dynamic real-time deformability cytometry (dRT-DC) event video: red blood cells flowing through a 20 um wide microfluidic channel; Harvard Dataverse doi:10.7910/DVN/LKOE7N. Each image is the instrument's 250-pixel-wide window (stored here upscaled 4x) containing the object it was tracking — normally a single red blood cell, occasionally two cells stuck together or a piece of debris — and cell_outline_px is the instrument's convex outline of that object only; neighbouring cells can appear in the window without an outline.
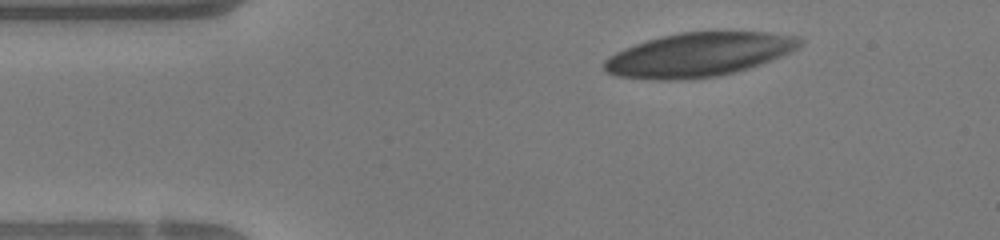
{"species": "human", "species_latin": "Homo sapiens", "temperature_condition": "warm", "stored_images_in_passage": 27, "camera_frame_rate_fps": 3000, "um_per_image_px": 0.085, "donor": {"sex": "female"}, "frame": {"image": 1, "passage_image": 1, "time_ms": 0.0, "image_size_px": [1000, 240], "cell_outline_px": [[752, 60], [728, 68], [708, 72], [628, 72], [612, 68], [608, 64], [612, 60], [636, 48], [648, 44], [664, 40], [684, 36], [736, 36]], "centroid_in_image_um": [58.16, 4.71], "position_along_channel_um": 26.8, "area_um2": 28.26}}
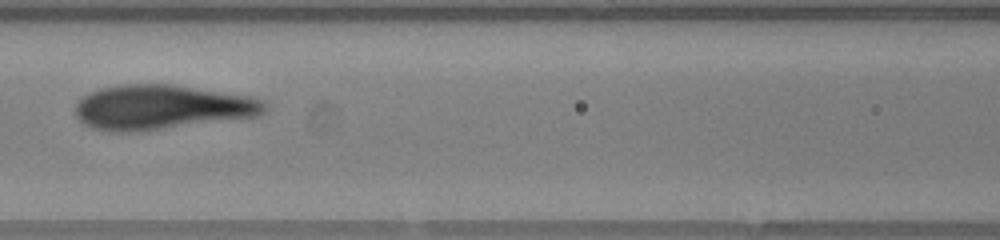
{"frame": {"image": 2, "passage_image": 14, "time_ms": 4.333, "image_size_px": [1000, 240], "cell_outline_px": [[248, 108], [224, 112], [160, 120], [104, 120], [92, 116], [84, 112], [84, 108], [92, 100], [104, 96], [132, 92], [168, 92], [204, 96], [232, 100], [248, 104]], "centroid_in_image_um": [13.4, 9.02], "position_along_channel_um": 153.2, "area_um2": 24.57}}
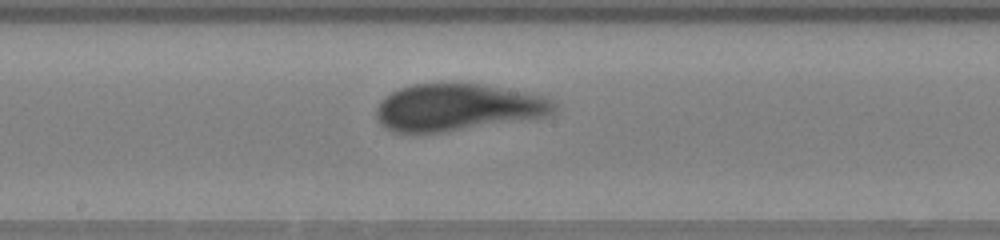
{"frame": {"image": 3, "passage_image": 18, "time_ms": 5.667, "image_size_px": [1000, 240], "cell_outline_px": [[520, 108], [436, 124], [400, 124], [392, 120], [384, 112], [388, 104], [392, 100], [400, 96], [416, 92], [456, 92], [500, 100], [520, 104]], "centroid_in_image_um": [37.62, 9.14], "position_along_channel_um": 210.6, "area_um2": 21.96}}